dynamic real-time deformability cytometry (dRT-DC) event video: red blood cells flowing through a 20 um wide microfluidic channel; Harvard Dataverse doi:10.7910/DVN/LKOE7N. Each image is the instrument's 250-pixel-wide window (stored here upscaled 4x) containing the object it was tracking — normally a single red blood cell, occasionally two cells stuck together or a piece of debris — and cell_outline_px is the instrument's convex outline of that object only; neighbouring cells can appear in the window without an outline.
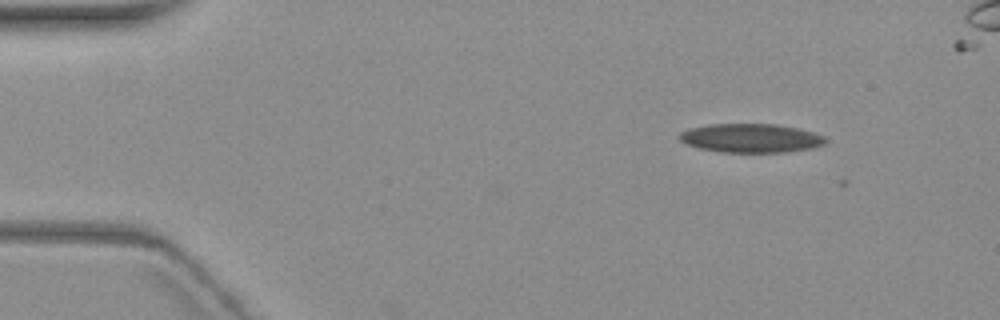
{"species": "common noctule bat (a hibernating species)", "species_latin": "Nyctalus noctula", "temperature_condition": "warm", "stored_images_in_passage": 3, "camera_frame_rate_fps": 3000, "um_per_image_px": 0.085, "animal": {"sex": "female", "body_mass_g": 19.3, "forearm_length_mm": 54.1}, "frame": {"image": 1, "passage_image": 2, "time_ms": 2.0, "image_size_px": [1000, 320], "cell_outline_px": [[828, 140], [824, 144], [812, 148], [784, 152], [720, 152], [700, 148], [688, 144], [680, 140], [676, 136], [680, 132], [688, 128], [712, 124], [776, 124], [816, 132], [824, 136]], "centroid_in_image_um": [63.83, 11.73], "position_along_channel_um": 21.2, "area_um2": 24.62}}